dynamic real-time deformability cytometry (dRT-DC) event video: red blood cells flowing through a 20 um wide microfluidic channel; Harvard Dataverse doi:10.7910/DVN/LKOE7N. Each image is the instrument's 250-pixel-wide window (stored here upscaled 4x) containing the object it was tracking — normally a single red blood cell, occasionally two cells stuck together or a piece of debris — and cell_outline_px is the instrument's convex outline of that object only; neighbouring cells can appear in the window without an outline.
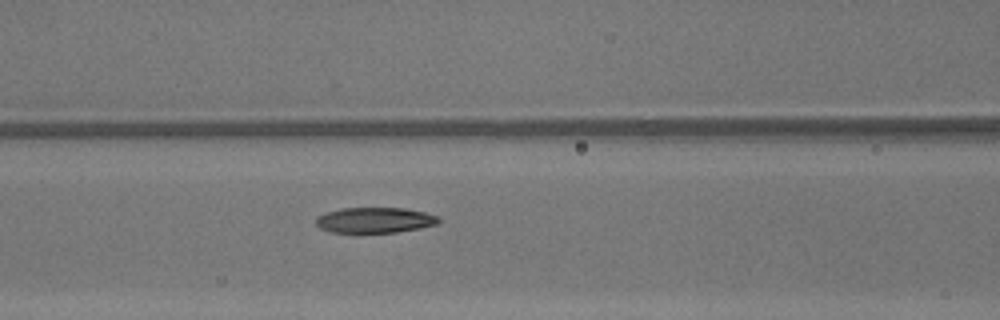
{"species": "common noctule bat (a hibernating species)", "species_latin": "Nyctalus noctula", "temperature_condition": "warm", "stored_images_in_passage": 19, "camera_frame_rate_fps": 3000, "um_per_image_px": 0.085, "animal": {"sex": "male", "body_mass_g": 13.3}, "frame": {"image": 1, "passage_image": 5, "time_ms": 1.333, "image_size_px": [1000, 320], "cell_outline_px": [[440, 220], [436, 224], [420, 228], [396, 232], [356, 236], [332, 232], [320, 228], [316, 224], [316, 216], [340, 208], [404, 208], [424, 212], [440, 216]], "centroid_in_image_um": [31.81, 18.76], "position_along_channel_um": 134.8, "area_um2": 19.07}}
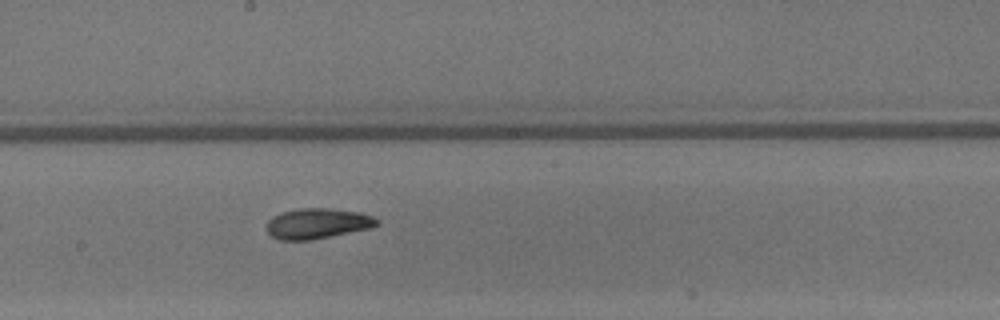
{"frame": {"image": 2, "passage_image": 11, "time_ms": 3.333, "image_size_px": [1000, 320], "cell_outline_px": [[380, 224], [372, 228], [312, 240], [280, 240], [272, 236], [264, 228], [268, 220], [272, 216], [284, 212], [300, 208], [328, 208], [360, 212], [372, 216], [380, 220]], "centroid_in_image_um": [27.0, 19.0], "position_along_channel_um": 221.2, "area_um2": 19.77}}
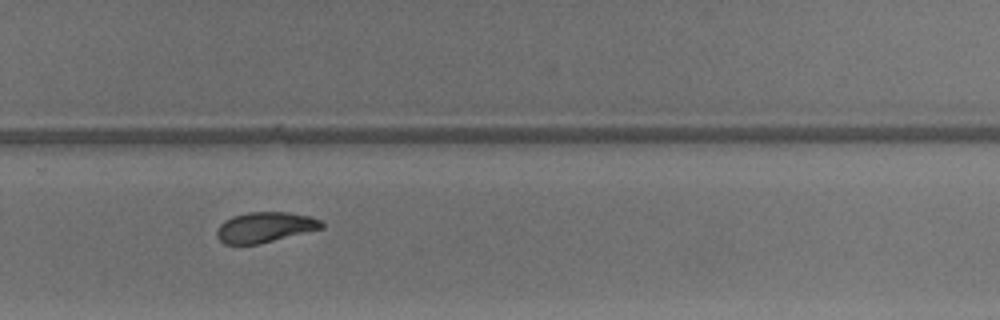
{"frame": {"image": 3, "passage_image": 17, "time_ms": 5.333, "image_size_px": [1000, 320], "cell_outline_px": [[324, 228], [260, 244], [224, 244], [216, 236], [216, 232], [220, 224], [224, 220], [232, 216], [248, 212], [288, 212], [308, 216], [320, 220], [324, 224]], "centroid_in_image_um": [22.51, 19.32], "position_along_channel_um": 307.3, "area_um2": 18.61}}